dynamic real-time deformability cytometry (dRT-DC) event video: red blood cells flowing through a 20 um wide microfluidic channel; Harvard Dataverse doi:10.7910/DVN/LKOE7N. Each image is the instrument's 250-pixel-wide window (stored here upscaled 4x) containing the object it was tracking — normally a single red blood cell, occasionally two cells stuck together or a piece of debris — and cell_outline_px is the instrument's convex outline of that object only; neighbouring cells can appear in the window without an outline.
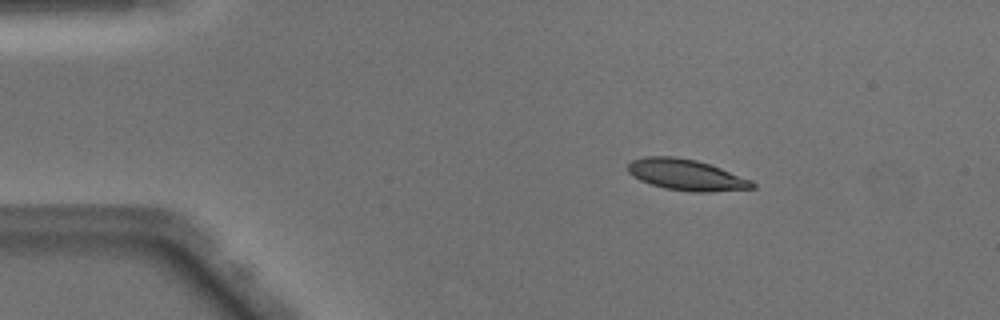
{"species": "Egyptian fruit bat (a non-hibernating species)", "species_latin": "Rousettus aegyptiacus", "temperature_condition": "warm", "stored_images_in_passage": 48, "camera_frame_rate_fps": 3000, "um_per_image_px": 0.085, "animal": {"sex": "male"}, "frame": {"image": 1, "passage_image": 7, "time_ms": 2.0, "image_size_px": [1000, 320], "cell_outline_px": [[756, 188], [708, 192], [692, 192], [664, 188], [640, 180], [632, 176], [628, 172], [628, 164], [632, 160], [644, 156], [676, 156], [696, 160], [720, 168], [752, 180], [756, 184]], "centroid_in_image_um": [58.33, 14.86], "position_along_channel_um": 26.7, "area_um2": 22.54}}
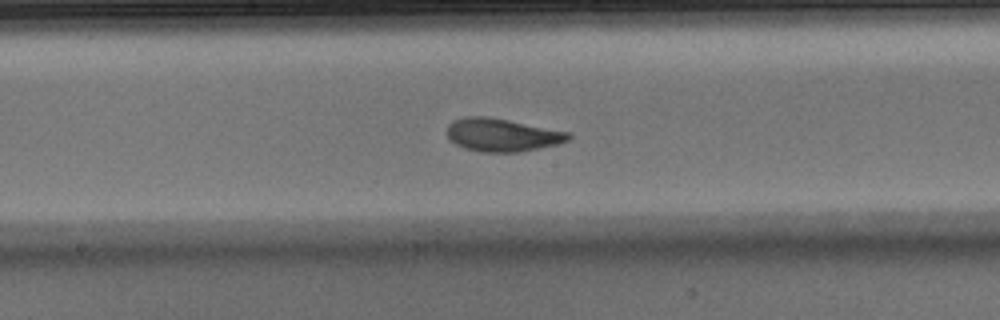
{"frame": {"image": 2, "passage_image": 25, "time_ms": 8.0, "image_size_px": [1000, 320], "cell_outline_px": [[572, 136], [568, 140], [556, 144], [520, 152], [480, 152], [464, 148], [448, 140], [448, 124], [452, 120], [464, 116], [488, 116], [572, 132]], "centroid_in_image_um": [42.67, 11.46], "position_along_channel_um": 205.5, "area_um2": 23.58}}
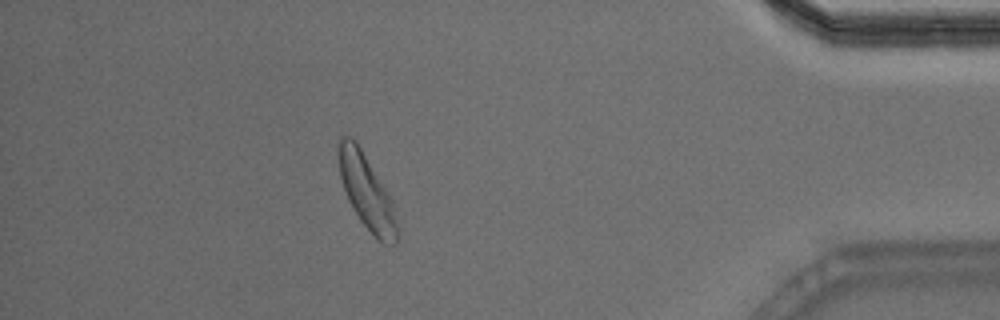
{"frame": {"image": 3, "passage_image": 43, "time_ms": 14.0, "image_size_px": [1000, 320], "cell_outline_px": [[396, 244], [384, 244], [376, 240], [372, 236], [360, 220], [348, 200], [340, 176], [340, 136], [348, 136], [356, 140], [392, 200], [396, 224]], "centroid_in_image_um": [31.17, 16.36], "position_along_channel_um": 404.0, "area_um2": 24.68}, "authors_computed_cell_mechanics": {"area_um2": 22.9755, "velocity_mm_per_s": 4.0466, "shape_relaxation_time_tau1_ms": 3.3198, "shape_relaxation_time_tau2_ms": 1.0682, "deformation_change_tau1": 0.1382, "deformation_change_tau2": 0.0646}}